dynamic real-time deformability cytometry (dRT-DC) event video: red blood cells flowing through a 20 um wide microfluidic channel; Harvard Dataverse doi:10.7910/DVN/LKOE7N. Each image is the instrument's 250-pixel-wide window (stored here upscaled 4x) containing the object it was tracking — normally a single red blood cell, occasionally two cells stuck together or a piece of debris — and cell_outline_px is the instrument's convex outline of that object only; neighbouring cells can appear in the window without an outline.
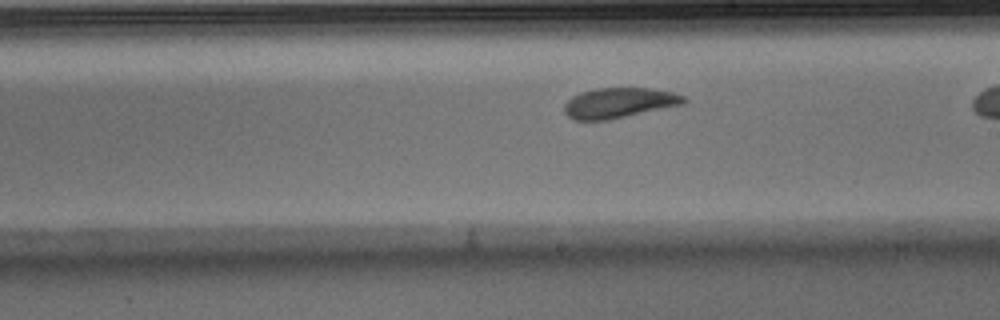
{"species": "Egyptian fruit bat (a non-hibernating species)", "species_latin": "Rousettus aegyptiacus", "temperature_condition": "warm", "stored_images_in_passage": 25, "camera_frame_rate_fps": 3000, "um_per_image_px": 0.085, "animal": {"sex": "male"}, "frame": {"image": 1, "passage_image": 15, "time_ms": 4.667, "image_size_px": [1000, 320], "cell_outline_px": [[688, 100], [684, 104], [608, 120], [572, 120], [564, 112], [564, 104], [572, 96], [580, 92], [596, 88], [652, 88], [672, 92], [684, 96]], "centroid_in_image_um": [52.61, 8.74], "position_along_channel_um": 236.4, "area_um2": 21.15}}
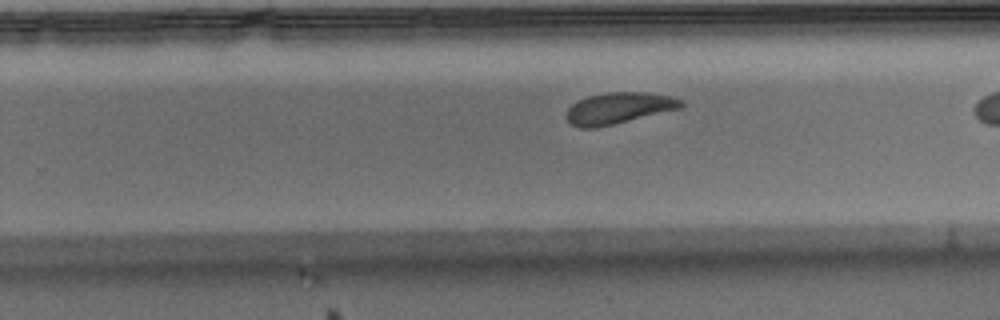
{"frame": {"image": 2, "passage_image": 18, "time_ms": 5.667, "image_size_px": [1000, 320], "cell_outline_px": [[684, 108], [596, 128], [580, 128], [572, 124], [564, 116], [568, 108], [572, 104], [588, 96], [608, 92], [648, 92], [668, 96], [684, 100]], "centroid_in_image_um": [52.62, 9.19], "position_along_channel_um": 277.2, "area_um2": 21.1}}